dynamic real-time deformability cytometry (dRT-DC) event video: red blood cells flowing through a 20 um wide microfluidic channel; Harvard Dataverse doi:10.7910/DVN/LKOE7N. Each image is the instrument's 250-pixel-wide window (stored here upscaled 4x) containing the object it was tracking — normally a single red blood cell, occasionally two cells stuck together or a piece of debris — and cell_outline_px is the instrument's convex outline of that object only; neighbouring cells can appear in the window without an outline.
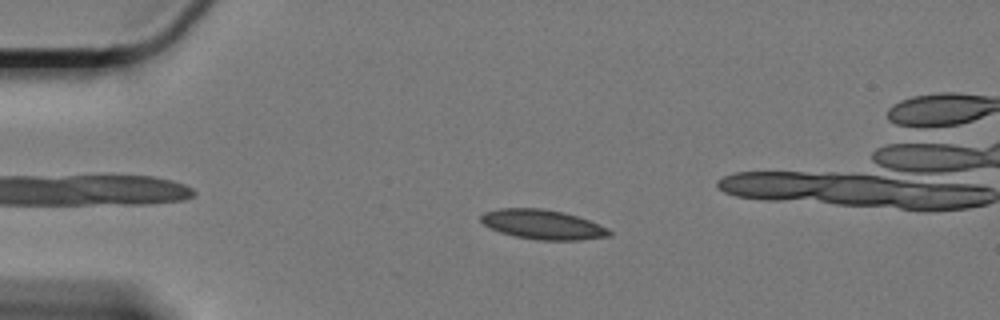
{"species": "Egyptian fruit bat (a non-hibernating species)", "species_latin": "Rousettus aegyptiacus", "temperature_condition": "cold", "stored_images_in_passage": 9, "camera_frame_rate_fps": 3000, "um_per_image_px": 0.085, "animal": {"sex": "female"}, "frame": {"image": 1, "passage_image": 6, "time_ms": 1.667, "image_size_px": [1000, 320], "cell_outline_px": [[612, 236], [580, 240], [536, 240], [516, 236], [500, 232], [488, 228], [480, 220], [480, 216], [484, 212], [500, 208], [544, 208], [564, 212], [588, 220], [608, 228], [612, 232]], "centroid_in_image_um": [46.12, 19.08], "position_along_channel_um": 38.9, "area_um2": 22.25}}